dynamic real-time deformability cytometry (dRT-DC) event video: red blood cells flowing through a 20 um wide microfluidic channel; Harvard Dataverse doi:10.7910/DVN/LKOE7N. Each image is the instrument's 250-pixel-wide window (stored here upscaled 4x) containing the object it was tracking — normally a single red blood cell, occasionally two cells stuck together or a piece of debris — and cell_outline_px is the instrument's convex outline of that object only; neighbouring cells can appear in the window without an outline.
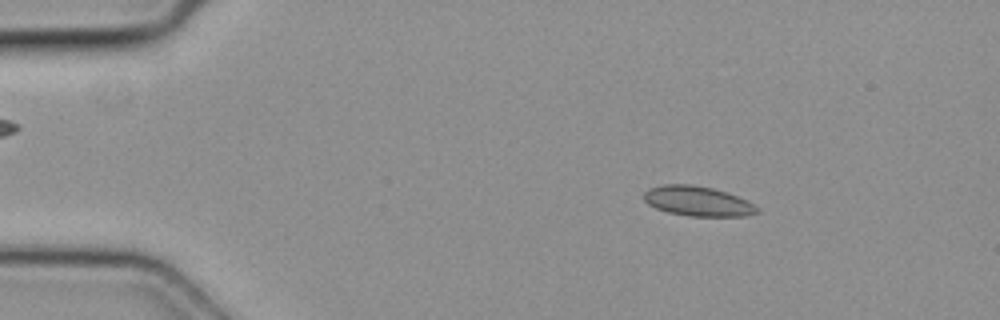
{"species": "common noctule bat (a hibernating species)", "species_latin": "Nyctalus noctula", "temperature_condition": "cold", "stored_images_in_passage": 4, "camera_frame_rate_fps": 3000, "um_per_image_px": 0.085, "animal": {"sex": "female", "body_mass_g": 19.3, "forearm_length_mm": 54.1}, "frame": {"image": 1, "passage_image": 2, "time_ms": 0.333, "image_size_px": [1000, 320], "cell_outline_px": [[760, 212], [744, 216], [688, 216], [668, 212], [656, 208], [648, 204], [644, 200], [644, 192], [648, 188], [664, 184], [692, 184], [712, 188], [736, 196], [756, 204], [760, 208]], "centroid_in_image_um": [59.31, 17.1], "position_along_channel_um": 25.7, "area_um2": 19.77}}
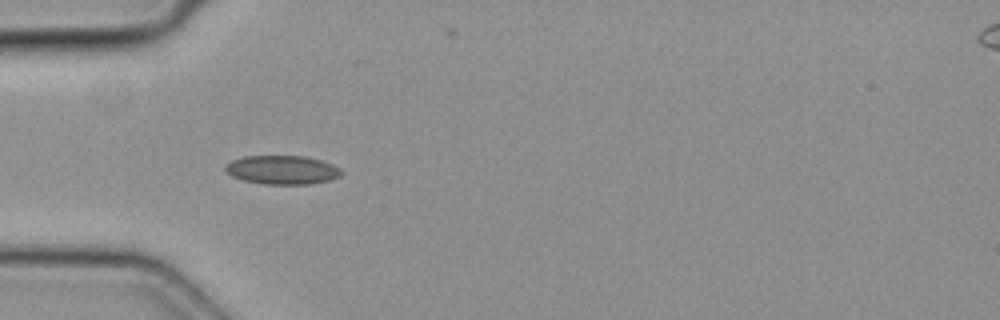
{"frame": {"image": 2, "passage_image": 4, "time_ms": 1.0, "image_size_px": [1000, 320], "cell_outline_px": [[344, 172], [340, 176], [328, 180], [312, 184], [264, 184], [244, 180], [232, 176], [224, 168], [224, 164], [232, 160], [244, 156], [304, 156], [320, 160], [332, 164], [340, 168]], "centroid_in_image_um": [23.99, 14.44], "position_along_channel_um": 61.0, "area_um2": 19.48}}